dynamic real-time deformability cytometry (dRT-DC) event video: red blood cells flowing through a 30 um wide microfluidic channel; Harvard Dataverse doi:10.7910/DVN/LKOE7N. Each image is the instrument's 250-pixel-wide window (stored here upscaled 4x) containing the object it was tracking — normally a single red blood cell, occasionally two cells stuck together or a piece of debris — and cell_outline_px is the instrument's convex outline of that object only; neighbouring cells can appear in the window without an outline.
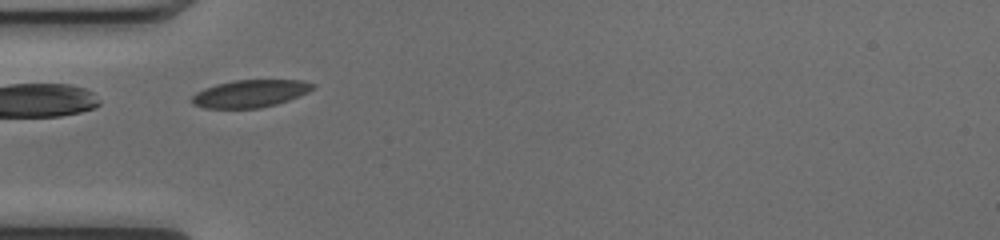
{"species": "common noctule bat (a hibernating species)", "species_latin": "Nyctalus noctula", "temperature_condition": "cold", "stored_images_in_passage": 16, "camera_frame_rate_fps": 3000, "um_per_image_px": 0.085, "animal": {"sex": "female", "body_mass_g": 17.0, "forearm_length_mm": 48.0}, "frame": {"image": 1, "passage_image": 1, "time_ms": 0.0, "image_size_px": [1000, 240], "cell_outline_px": [[316, 88], [300, 96], [276, 104], [260, 108], [204, 108], [192, 104], [192, 96], [196, 92], [204, 88], [216, 84], [236, 80], [300, 80], [316, 84]], "centroid_in_image_um": [21.28, 7.95], "position_along_channel_um": 63.7, "area_um2": 19.42}}
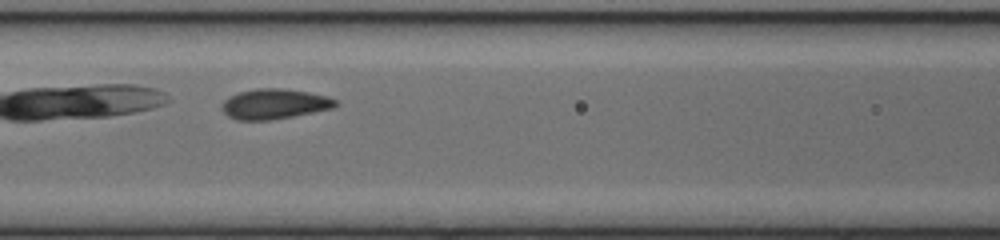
{"frame": {"image": 2, "passage_image": 7, "time_ms": 2.0, "image_size_px": [1000, 240], "cell_outline_px": [[340, 104], [332, 108], [292, 116], [268, 120], [236, 120], [228, 116], [224, 112], [220, 104], [224, 100], [240, 92], [256, 88], [280, 88], [308, 92], [328, 96], [336, 100]], "centroid_in_image_um": [23.32, 8.83], "position_along_channel_um": 143.3, "area_um2": 19.83}}
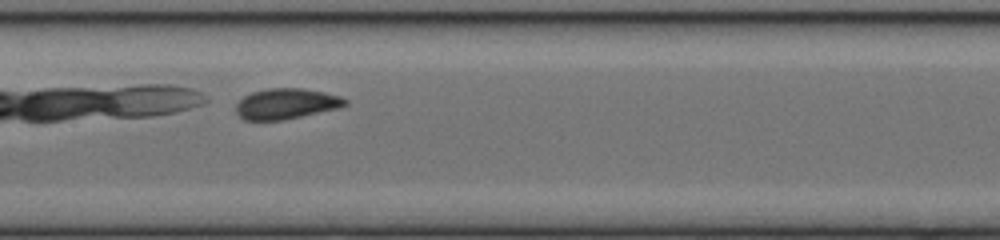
{"frame": {"image": 3, "passage_image": 10, "time_ms": 3.0, "image_size_px": [1000, 240], "cell_outline_px": [[348, 104], [340, 108], [284, 120], [244, 120], [236, 112], [236, 104], [244, 96], [252, 92], [268, 88], [300, 88], [324, 92], [340, 96], [348, 100]], "centroid_in_image_um": [24.35, 8.82], "position_along_channel_um": 183.1, "area_um2": 19.54}}